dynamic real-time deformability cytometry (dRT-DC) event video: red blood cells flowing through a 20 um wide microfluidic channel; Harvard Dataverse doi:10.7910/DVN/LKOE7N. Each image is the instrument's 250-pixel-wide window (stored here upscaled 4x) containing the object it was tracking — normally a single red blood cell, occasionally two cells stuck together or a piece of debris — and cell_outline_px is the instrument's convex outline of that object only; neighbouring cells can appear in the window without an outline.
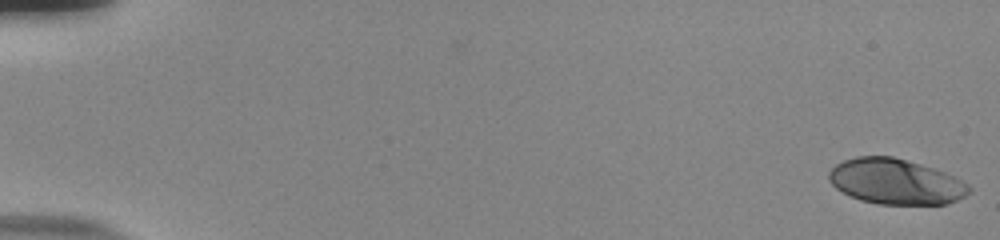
{"species": "human", "species_latin": "Homo sapiens", "temperature_condition": "room temperature", "stored_images_in_passage": 56, "camera_frame_rate_fps": 3000, "um_per_image_px": 0.085, "donor": {"sex": "male"}, "frame": {"image": 1, "passage_image": 1, "time_ms": 0.0, "image_size_px": [1000, 240], "cell_outline_px": [[972, 188], [964, 196], [948, 204], [876, 204], [860, 200], [836, 188], [828, 180], [828, 172], [836, 164], [844, 160], [856, 156], [892, 156], [920, 164], [944, 172], [968, 184]], "centroid_in_image_um": [76.1, 15.44], "position_along_channel_um": 8.9, "area_um2": 36.88}}
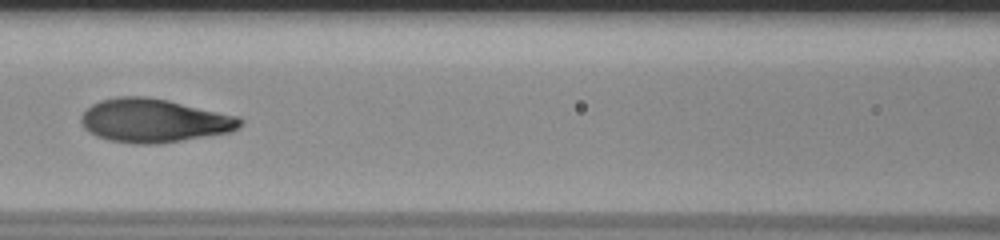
{"frame": {"image": 2, "passage_image": 27, "time_ms": 8.667, "image_size_px": [1000, 240], "cell_outline_px": [[244, 124], [240, 128], [232, 132], [160, 144], [132, 144], [108, 140], [96, 136], [88, 132], [80, 124], [80, 116], [92, 104], [100, 100], [116, 96], [148, 96], [168, 100], [240, 116], [244, 120]], "centroid_in_image_um": [13.11, 10.25], "position_along_channel_um": 153.5, "area_um2": 41.1}}
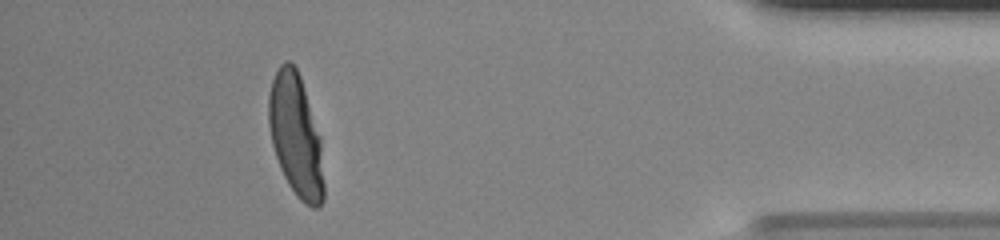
{"frame": {"image": 3, "passage_image": 51, "time_ms": 16.667, "image_size_px": [1000, 240], "cell_outline_px": [[324, 200], [316, 208], [312, 208], [304, 204], [296, 196], [288, 184], [280, 168], [272, 144], [268, 124], [268, 96], [272, 80], [280, 64], [284, 60], [288, 60], [296, 68], [300, 76], [320, 136], [324, 184]], "centroid_in_image_um": [25.14, 11.54], "position_along_channel_um": 410.1, "area_um2": 39.36}, "authors_computed_cell_mechanics": {"area_um2": 39.1595, "velocity_mm_per_s": 3.761, "shape_relaxation_time_tau1_ms": 5.0116, "shape_relaxation_time_tau2_ms": null, "deformation_change_tau1": 0.2497, "deformation_change_tau2": null}}